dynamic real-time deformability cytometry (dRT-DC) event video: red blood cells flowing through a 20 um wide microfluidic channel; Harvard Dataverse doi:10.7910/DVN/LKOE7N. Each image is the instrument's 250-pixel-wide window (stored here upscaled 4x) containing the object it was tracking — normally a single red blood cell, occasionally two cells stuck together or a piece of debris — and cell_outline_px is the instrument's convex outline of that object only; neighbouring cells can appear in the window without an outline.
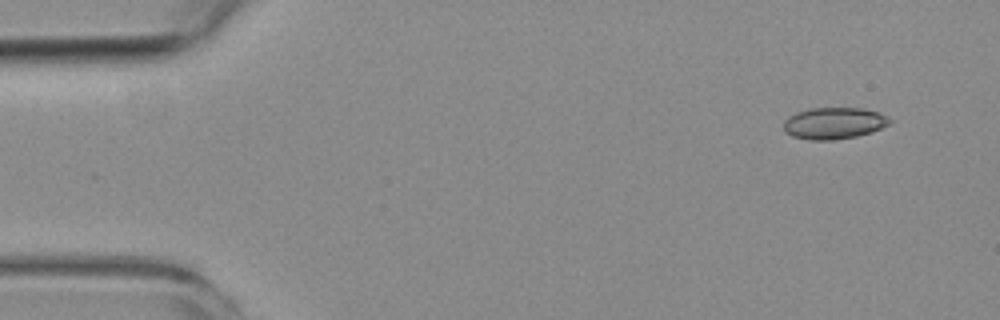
{"species": "common noctule bat (a hibernating species)", "species_latin": "Nyctalus noctula", "temperature_condition": "room temperature", "stored_images_in_passage": 3, "camera_frame_rate_fps": 3000, "um_per_image_px": 0.085, "animal": {"sex": "female", "body_mass_g": 19.3, "forearm_length_mm": 54.1}, "frame": {"image": 1, "passage_image": 3, "time_ms": 2.333, "image_size_px": [1000, 320], "cell_outline_px": [[892, 120], [888, 124], [872, 132], [856, 136], [832, 140], [808, 140], [792, 136], [784, 132], [784, 120], [788, 116], [796, 112], [808, 108], [860, 108], [880, 112], [888, 116]], "centroid_in_image_um": [70.86, 10.47], "position_along_channel_um": 14.1, "area_um2": 19.71}}